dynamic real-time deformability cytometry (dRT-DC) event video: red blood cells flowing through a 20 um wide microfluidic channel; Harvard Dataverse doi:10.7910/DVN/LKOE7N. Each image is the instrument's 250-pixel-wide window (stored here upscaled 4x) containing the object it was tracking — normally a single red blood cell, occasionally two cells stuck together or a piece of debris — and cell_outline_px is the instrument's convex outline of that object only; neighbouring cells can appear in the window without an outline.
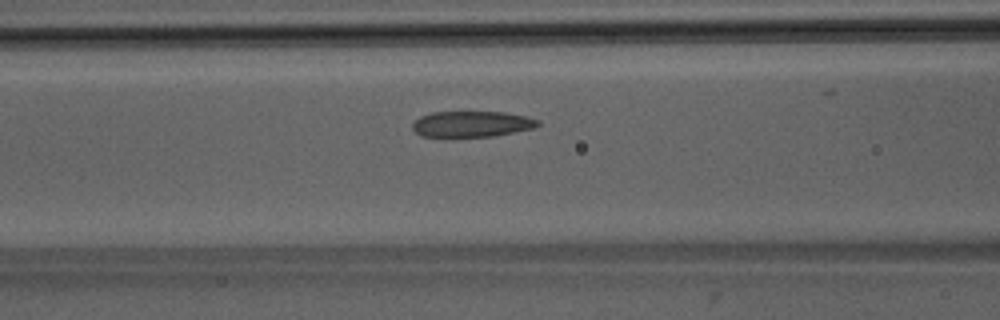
{"species": "Egyptian fruit bat (a non-hibernating species)", "species_latin": "Rousettus aegyptiacus", "temperature_condition": "room temperature", "stored_images_in_passage": 35, "camera_frame_rate_fps": 3000, "um_per_image_px": 0.085, "animal": {"sex": "male"}, "frame": {"image": 1, "passage_image": 15, "time_ms": 4.667, "image_size_px": [1000, 320], "cell_outline_px": [[540, 124], [536, 128], [492, 136], [420, 136], [412, 128], [412, 124], [420, 116], [432, 112], [504, 112], [524, 116], [540, 120]], "centroid_in_image_um": [40.12, 10.53], "position_along_channel_um": 126.5, "area_um2": 18.79}}